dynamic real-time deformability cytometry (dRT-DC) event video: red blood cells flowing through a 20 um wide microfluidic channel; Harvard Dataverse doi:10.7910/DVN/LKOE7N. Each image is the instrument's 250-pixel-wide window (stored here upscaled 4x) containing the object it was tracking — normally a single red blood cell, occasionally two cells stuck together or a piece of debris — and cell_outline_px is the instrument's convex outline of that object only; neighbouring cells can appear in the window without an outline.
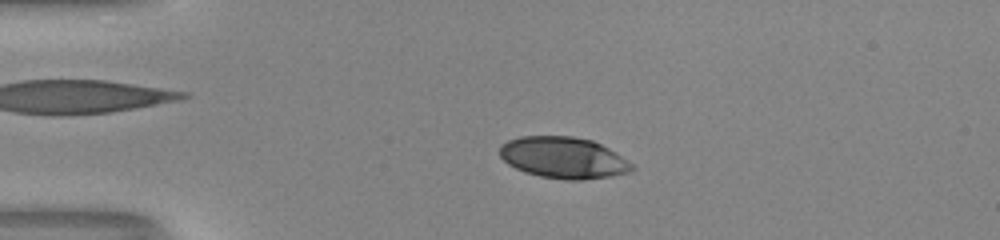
{"species": "human", "species_latin": "Homo sapiens", "temperature_condition": "room temperature", "stored_images_in_passage": 52, "camera_frame_rate_fps": 3000, "um_per_image_px": 0.085, "donor": {"sex": "male"}, "frame": {"image": 1, "passage_image": 12, "time_ms": 3.667, "image_size_px": [1000, 240], "cell_outline_px": [[636, 168], [628, 172], [612, 176], [580, 180], [564, 180], [540, 176], [524, 172], [508, 164], [500, 156], [500, 144], [508, 140], [520, 136], [572, 136], [592, 140], [616, 152], [632, 164]], "centroid_in_image_um": [47.88, 13.4], "position_along_channel_um": 37.1, "area_um2": 31.96}}
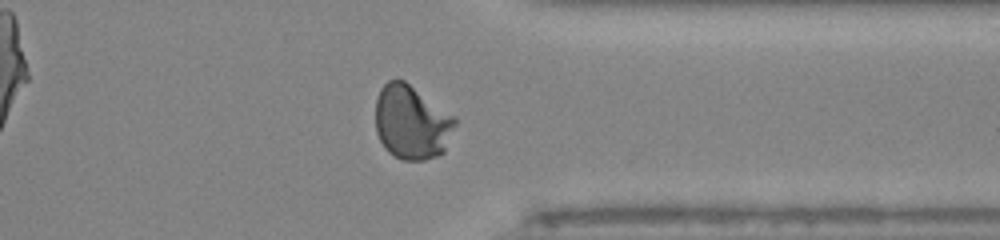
{"frame": {"image": 2, "passage_image": 41, "time_ms": 13.333, "image_size_px": [1000, 240], "cell_outline_px": [[456, 124], [444, 152], [436, 156], [424, 160], [400, 160], [388, 152], [384, 148], [376, 132], [376, 100], [380, 88], [388, 80], [396, 76], [404, 80], [456, 116]], "centroid_in_image_um": [34.98, 10.38], "position_along_channel_um": 376.4, "area_um2": 34.85}}
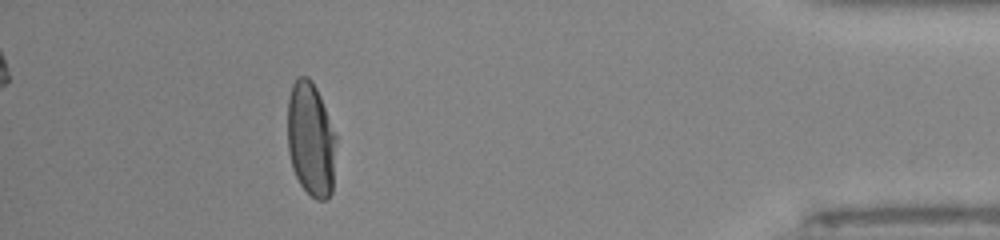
{"frame": {"image": 3, "passage_image": 47, "time_ms": 15.333, "image_size_px": [1000, 240], "cell_outline_px": [[336, 140], [332, 192], [324, 200], [316, 200], [300, 184], [292, 168], [288, 152], [288, 96], [292, 84], [300, 76], [308, 76], [312, 80], [320, 96], [336, 132]], "centroid_in_image_um": [26.42, 11.82], "position_along_channel_um": 408.8, "area_um2": 32.54}, "authors_computed_cell_mechanics": {"area_um2": 32.368, "velocity_mm_per_s": 4.0258, "shape_relaxation_time_tau1_ms": 3.5495, "shape_relaxation_time_tau2_ms": null, "deformation_change_tau1": 0.1753, "deformation_change_tau2": null}}